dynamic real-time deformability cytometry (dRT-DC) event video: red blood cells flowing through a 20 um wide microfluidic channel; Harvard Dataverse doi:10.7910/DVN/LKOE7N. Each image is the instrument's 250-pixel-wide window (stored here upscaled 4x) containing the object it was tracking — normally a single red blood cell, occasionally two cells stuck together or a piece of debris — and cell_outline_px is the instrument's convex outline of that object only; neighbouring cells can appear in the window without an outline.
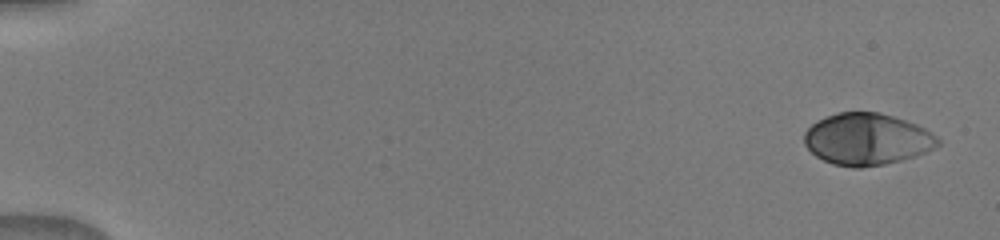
{"species": "human", "species_latin": "Homo sapiens", "temperature_condition": "warm", "stored_images_in_passage": 38, "camera_frame_rate_fps": 3000, "um_per_image_px": 0.085, "donor": {"sex": "male"}, "frame": {"image": 1, "passage_image": 1, "time_ms": 0.0, "image_size_px": [1000, 240], "cell_outline_px": [[940, 144], [916, 156], [884, 164], [860, 168], [852, 168], [832, 164], [816, 156], [804, 144], [804, 132], [816, 120], [840, 112], [880, 112], [916, 124], [932, 132], [940, 140]], "centroid_in_image_um": [73.67, 11.83], "position_along_channel_um": 11.3, "area_um2": 40.23}}
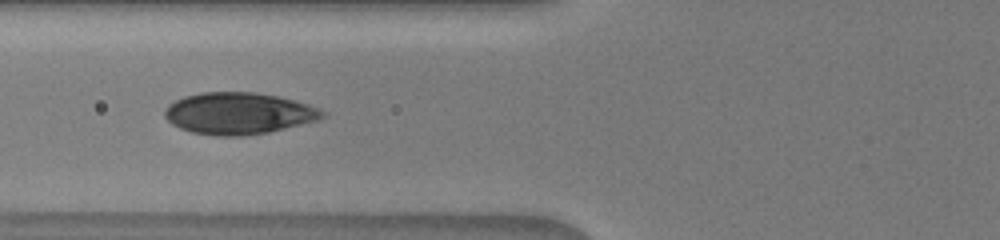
{"frame": {"image": 2, "passage_image": 17, "time_ms": 6.333, "image_size_px": [1000, 240], "cell_outline_px": [[328, 112], [324, 116], [316, 120], [268, 132], [240, 136], [216, 136], [192, 132], [180, 128], [172, 124], [164, 116], [164, 108], [168, 104], [184, 96], [200, 92], [252, 92], [276, 96], [308, 104], [320, 108]], "centroid_in_image_um": [20.24, 9.63], "position_along_channel_um": 105.6, "area_um2": 38.21}}
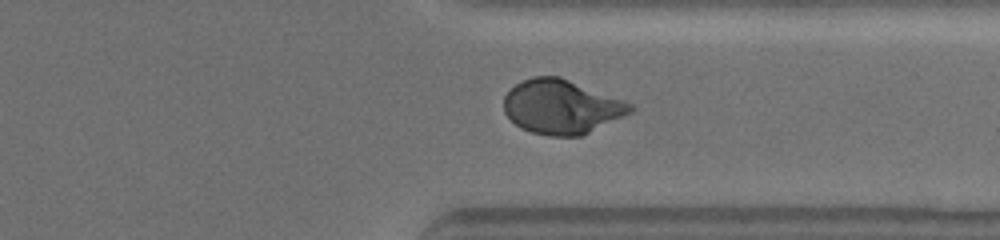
{"frame": {"image": 3, "passage_image": 31, "time_ms": 12.667, "image_size_px": [1000, 240], "cell_outline_px": [[636, 108], [632, 112], [624, 116], [580, 136], [548, 136], [532, 132], [520, 128], [504, 112], [504, 96], [516, 84], [532, 76], [560, 76], [624, 100], [632, 104]], "centroid_in_image_um": [47.74, 9.07], "position_along_channel_um": 363.7, "area_um2": 39.82}}